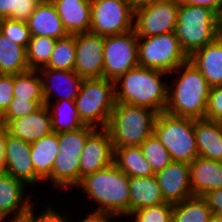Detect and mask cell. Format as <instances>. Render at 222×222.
Instances as JSON below:
<instances>
[{
	"instance_id": "cell-11",
	"label": "cell",
	"mask_w": 222,
	"mask_h": 222,
	"mask_svg": "<svg viewBox=\"0 0 222 222\" xmlns=\"http://www.w3.org/2000/svg\"><path fill=\"white\" fill-rule=\"evenodd\" d=\"M179 0H155L134 13L137 37H149L174 32Z\"/></svg>"
},
{
	"instance_id": "cell-5",
	"label": "cell",
	"mask_w": 222,
	"mask_h": 222,
	"mask_svg": "<svg viewBox=\"0 0 222 222\" xmlns=\"http://www.w3.org/2000/svg\"><path fill=\"white\" fill-rule=\"evenodd\" d=\"M157 112L116 102L107 126L113 147L140 146L151 134Z\"/></svg>"
},
{
	"instance_id": "cell-43",
	"label": "cell",
	"mask_w": 222,
	"mask_h": 222,
	"mask_svg": "<svg viewBox=\"0 0 222 222\" xmlns=\"http://www.w3.org/2000/svg\"><path fill=\"white\" fill-rule=\"evenodd\" d=\"M203 198L214 214L222 215V188L206 193Z\"/></svg>"
},
{
	"instance_id": "cell-1",
	"label": "cell",
	"mask_w": 222,
	"mask_h": 222,
	"mask_svg": "<svg viewBox=\"0 0 222 222\" xmlns=\"http://www.w3.org/2000/svg\"><path fill=\"white\" fill-rule=\"evenodd\" d=\"M77 188L97 204L96 209L92 211L91 208L88 215L84 216L129 217V177L114 163L83 177Z\"/></svg>"
},
{
	"instance_id": "cell-46",
	"label": "cell",
	"mask_w": 222,
	"mask_h": 222,
	"mask_svg": "<svg viewBox=\"0 0 222 222\" xmlns=\"http://www.w3.org/2000/svg\"><path fill=\"white\" fill-rule=\"evenodd\" d=\"M130 9L135 13L137 10L150 5L155 0H125Z\"/></svg>"
},
{
	"instance_id": "cell-12",
	"label": "cell",
	"mask_w": 222,
	"mask_h": 222,
	"mask_svg": "<svg viewBox=\"0 0 222 222\" xmlns=\"http://www.w3.org/2000/svg\"><path fill=\"white\" fill-rule=\"evenodd\" d=\"M74 72L83 79L103 78L104 37L93 33L75 34Z\"/></svg>"
},
{
	"instance_id": "cell-34",
	"label": "cell",
	"mask_w": 222,
	"mask_h": 222,
	"mask_svg": "<svg viewBox=\"0 0 222 222\" xmlns=\"http://www.w3.org/2000/svg\"><path fill=\"white\" fill-rule=\"evenodd\" d=\"M139 147L154 173L163 170L172 162L168 150L154 133L151 134Z\"/></svg>"
},
{
	"instance_id": "cell-36",
	"label": "cell",
	"mask_w": 222,
	"mask_h": 222,
	"mask_svg": "<svg viewBox=\"0 0 222 222\" xmlns=\"http://www.w3.org/2000/svg\"><path fill=\"white\" fill-rule=\"evenodd\" d=\"M43 105H45V100H27L13 97L7 110L0 116V125L6 127L13 119L32 114Z\"/></svg>"
},
{
	"instance_id": "cell-8",
	"label": "cell",
	"mask_w": 222,
	"mask_h": 222,
	"mask_svg": "<svg viewBox=\"0 0 222 222\" xmlns=\"http://www.w3.org/2000/svg\"><path fill=\"white\" fill-rule=\"evenodd\" d=\"M137 38L139 66L169 74L189 60L175 32Z\"/></svg>"
},
{
	"instance_id": "cell-24",
	"label": "cell",
	"mask_w": 222,
	"mask_h": 222,
	"mask_svg": "<svg viewBox=\"0 0 222 222\" xmlns=\"http://www.w3.org/2000/svg\"><path fill=\"white\" fill-rule=\"evenodd\" d=\"M164 202L155 175L129 177V215L135 210Z\"/></svg>"
},
{
	"instance_id": "cell-32",
	"label": "cell",
	"mask_w": 222,
	"mask_h": 222,
	"mask_svg": "<svg viewBox=\"0 0 222 222\" xmlns=\"http://www.w3.org/2000/svg\"><path fill=\"white\" fill-rule=\"evenodd\" d=\"M75 34L57 39L48 64L41 69L72 71L75 66Z\"/></svg>"
},
{
	"instance_id": "cell-47",
	"label": "cell",
	"mask_w": 222,
	"mask_h": 222,
	"mask_svg": "<svg viewBox=\"0 0 222 222\" xmlns=\"http://www.w3.org/2000/svg\"><path fill=\"white\" fill-rule=\"evenodd\" d=\"M12 15L11 0H0V19Z\"/></svg>"
},
{
	"instance_id": "cell-51",
	"label": "cell",
	"mask_w": 222,
	"mask_h": 222,
	"mask_svg": "<svg viewBox=\"0 0 222 222\" xmlns=\"http://www.w3.org/2000/svg\"><path fill=\"white\" fill-rule=\"evenodd\" d=\"M111 220H113V222H114V220H116L115 218H105V222H112Z\"/></svg>"
},
{
	"instance_id": "cell-7",
	"label": "cell",
	"mask_w": 222,
	"mask_h": 222,
	"mask_svg": "<svg viewBox=\"0 0 222 222\" xmlns=\"http://www.w3.org/2000/svg\"><path fill=\"white\" fill-rule=\"evenodd\" d=\"M153 133L166 147L172 161L190 164L199 156L194 119L160 112L157 114Z\"/></svg>"
},
{
	"instance_id": "cell-40",
	"label": "cell",
	"mask_w": 222,
	"mask_h": 222,
	"mask_svg": "<svg viewBox=\"0 0 222 222\" xmlns=\"http://www.w3.org/2000/svg\"><path fill=\"white\" fill-rule=\"evenodd\" d=\"M205 118L222 122V86L210 88Z\"/></svg>"
},
{
	"instance_id": "cell-15",
	"label": "cell",
	"mask_w": 222,
	"mask_h": 222,
	"mask_svg": "<svg viewBox=\"0 0 222 222\" xmlns=\"http://www.w3.org/2000/svg\"><path fill=\"white\" fill-rule=\"evenodd\" d=\"M31 144L8 133L6 128L5 171L8 175L24 182L27 186L40 184L31 161ZM40 182V183H39Z\"/></svg>"
},
{
	"instance_id": "cell-31",
	"label": "cell",
	"mask_w": 222,
	"mask_h": 222,
	"mask_svg": "<svg viewBox=\"0 0 222 222\" xmlns=\"http://www.w3.org/2000/svg\"><path fill=\"white\" fill-rule=\"evenodd\" d=\"M13 96L18 99L44 100L42 79L39 71L29 69L15 74Z\"/></svg>"
},
{
	"instance_id": "cell-20",
	"label": "cell",
	"mask_w": 222,
	"mask_h": 222,
	"mask_svg": "<svg viewBox=\"0 0 222 222\" xmlns=\"http://www.w3.org/2000/svg\"><path fill=\"white\" fill-rule=\"evenodd\" d=\"M6 128L12 136L29 143L53 132L50 113L46 105L32 114L13 119Z\"/></svg>"
},
{
	"instance_id": "cell-14",
	"label": "cell",
	"mask_w": 222,
	"mask_h": 222,
	"mask_svg": "<svg viewBox=\"0 0 222 222\" xmlns=\"http://www.w3.org/2000/svg\"><path fill=\"white\" fill-rule=\"evenodd\" d=\"M114 148L106 128L95 129L86 140L80 155V182L83 177L113 164Z\"/></svg>"
},
{
	"instance_id": "cell-22",
	"label": "cell",
	"mask_w": 222,
	"mask_h": 222,
	"mask_svg": "<svg viewBox=\"0 0 222 222\" xmlns=\"http://www.w3.org/2000/svg\"><path fill=\"white\" fill-rule=\"evenodd\" d=\"M69 35L88 33L91 26V2L87 0H51Z\"/></svg>"
},
{
	"instance_id": "cell-3",
	"label": "cell",
	"mask_w": 222,
	"mask_h": 222,
	"mask_svg": "<svg viewBox=\"0 0 222 222\" xmlns=\"http://www.w3.org/2000/svg\"><path fill=\"white\" fill-rule=\"evenodd\" d=\"M166 75L169 74L139 65L128 70L114 82L116 102L165 112L168 81L162 79Z\"/></svg>"
},
{
	"instance_id": "cell-27",
	"label": "cell",
	"mask_w": 222,
	"mask_h": 222,
	"mask_svg": "<svg viewBox=\"0 0 222 222\" xmlns=\"http://www.w3.org/2000/svg\"><path fill=\"white\" fill-rule=\"evenodd\" d=\"M113 148V163L128 177H146L155 174L139 146Z\"/></svg>"
},
{
	"instance_id": "cell-45",
	"label": "cell",
	"mask_w": 222,
	"mask_h": 222,
	"mask_svg": "<svg viewBox=\"0 0 222 222\" xmlns=\"http://www.w3.org/2000/svg\"><path fill=\"white\" fill-rule=\"evenodd\" d=\"M5 145H6V127L0 125V173L5 171Z\"/></svg>"
},
{
	"instance_id": "cell-29",
	"label": "cell",
	"mask_w": 222,
	"mask_h": 222,
	"mask_svg": "<svg viewBox=\"0 0 222 222\" xmlns=\"http://www.w3.org/2000/svg\"><path fill=\"white\" fill-rule=\"evenodd\" d=\"M27 70L26 49L0 31V74L15 75Z\"/></svg>"
},
{
	"instance_id": "cell-48",
	"label": "cell",
	"mask_w": 222,
	"mask_h": 222,
	"mask_svg": "<svg viewBox=\"0 0 222 222\" xmlns=\"http://www.w3.org/2000/svg\"><path fill=\"white\" fill-rule=\"evenodd\" d=\"M78 222H105V218L84 216V217H82V219H78Z\"/></svg>"
},
{
	"instance_id": "cell-37",
	"label": "cell",
	"mask_w": 222,
	"mask_h": 222,
	"mask_svg": "<svg viewBox=\"0 0 222 222\" xmlns=\"http://www.w3.org/2000/svg\"><path fill=\"white\" fill-rule=\"evenodd\" d=\"M172 210L173 204L164 202L135 210L127 217V220L131 218L129 219L131 222H172Z\"/></svg>"
},
{
	"instance_id": "cell-17",
	"label": "cell",
	"mask_w": 222,
	"mask_h": 222,
	"mask_svg": "<svg viewBox=\"0 0 222 222\" xmlns=\"http://www.w3.org/2000/svg\"><path fill=\"white\" fill-rule=\"evenodd\" d=\"M38 71L41 74L45 103L51 100L74 101L76 99L80 92L83 78L77 75L74 70L39 69ZM52 96H55L56 99H52Z\"/></svg>"
},
{
	"instance_id": "cell-39",
	"label": "cell",
	"mask_w": 222,
	"mask_h": 222,
	"mask_svg": "<svg viewBox=\"0 0 222 222\" xmlns=\"http://www.w3.org/2000/svg\"><path fill=\"white\" fill-rule=\"evenodd\" d=\"M34 207L35 206H32L29 213L26 215V222H73L72 219L70 220L66 217V214L63 215L64 213L56 210V207L52 208L53 206L48 205L46 209L41 211L38 215L35 214L36 208L34 209Z\"/></svg>"
},
{
	"instance_id": "cell-16",
	"label": "cell",
	"mask_w": 222,
	"mask_h": 222,
	"mask_svg": "<svg viewBox=\"0 0 222 222\" xmlns=\"http://www.w3.org/2000/svg\"><path fill=\"white\" fill-rule=\"evenodd\" d=\"M154 175L165 202L174 204L193 196L188 163L172 161Z\"/></svg>"
},
{
	"instance_id": "cell-50",
	"label": "cell",
	"mask_w": 222,
	"mask_h": 222,
	"mask_svg": "<svg viewBox=\"0 0 222 222\" xmlns=\"http://www.w3.org/2000/svg\"><path fill=\"white\" fill-rule=\"evenodd\" d=\"M219 36L222 38V14L219 16Z\"/></svg>"
},
{
	"instance_id": "cell-4",
	"label": "cell",
	"mask_w": 222,
	"mask_h": 222,
	"mask_svg": "<svg viewBox=\"0 0 222 222\" xmlns=\"http://www.w3.org/2000/svg\"><path fill=\"white\" fill-rule=\"evenodd\" d=\"M174 32L190 57L219 36V16L207 7L179 2Z\"/></svg>"
},
{
	"instance_id": "cell-33",
	"label": "cell",
	"mask_w": 222,
	"mask_h": 222,
	"mask_svg": "<svg viewBox=\"0 0 222 222\" xmlns=\"http://www.w3.org/2000/svg\"><path fill=\"white\" fill-rule=\"evenodd\" d=\"M56 41V39L47 36L31 37L26 48L29 69L39 70L48 64Z\"/></svg>"
},
{
	"instance_id": "cell-28",
	"label": "cell",
	"mask_w": 222,
	"mask_h": 222,
	"mask_svg": "<svg viewBox=\"0 0 222 222\" xmlns=\"http://www.w3.org/2000/svg\"><path fill=\"white\" fill-rule=\"evenodd\" d=\"M45 105L50 113L53 132L74 131L85 126L80 119L74 101H48Z\"/></svg>"
},
{
	"instance_id": "cell-49",
	"label": "cell",
	"mask_w": 222,
	"mask_h": 222,
	"mask_svg": "<svg viewBox=\"0 0 222 222\" xmlns=\"http://www.w3.org/2000/svg\"><path fill=\"white\" fill-rule=\"evenodd\" d=\"M208 222H222V215L213 213Z\"/></svg>"
},
{
	"instance_id": "cell-10",
	"label": "cell",
	"mask_w": 222,
	"mask_h": 222,
	"mask_svg": "<svg viewBox=\"0 0 222 222\" xmlns=\"http://www.w3.org/2000/svg\"><path fill=\"white\" fill-rule=\"evenodd\" d=\"M134 29V12L125 0L91 2L90 33L103 37L123 34Z\"/></svg>"
},
{
	"instance_id": "cell-25",
	"label": "cell",
	"mask_w": 222,
	"mask_h": 222,
	"mask_svg": "<svg viewBox=\"0 0 222 222\" xmlns=\"http://www.w3.org/2000/svg\"><path fill=\"white\" fill-rule=\"evenodd\" d=\"M30 144L35 174L43 183L51 175L54 160L59 153L58 133L52 132Z\"/></svg>"
},
{
	"instance_id": "cell-13",
	"label": "cell",
	"mask_w": 222,
	"mask_h": 222,
	"mask_svg": "<svg viewBox=\"0 0 222 222\" xmlns=\"http://www.w3.org/2000/svg\"><path fill=\"white\" fill-rule=\"evenodd\" d=\"M27 187L24 182L15 179L6 172L0 173V222H5L7 218L10 219L7 222L25 220L34 205L33 198L25 191Z\"/></svg>"
},
{
	"instance_id": "cell-6",
	"label": "cell",
	"mask_w": 222,
	"mask_h": 222,
	"mask_svg": "<svg viewBox=\"0 0 222 222\" xmlns=\"http://www.w3.org/2000/svg\"><path fill=\"white\" fill-rule=\"evenodd\" d=\"M74 102L84 125L95 129L107 128L116 104L114 81L106 78L83 79Z\"/></svg>"
},
{
	"instance_id": "cell-18",
	"label": "cell",
	"mask_w": 222,
	"mask_h": 222,
	"mask_svg": "<svg viewBox=\"0 0 222 222\" xmlns=\"http://www.w3.org/2000/svg\"><path fill=\"white\" fill-rule=\"evenodd\" d=\"M27 25L31 37L47 36L57 40L69 35L51 0H44L36 5L27 21Z\"/></svg>"
},
{
	"instance_id": "cell-2",
	"label": "cell",
	"mask_w": 222,
	"mask_h": 222,
	"mask_svg": "<svg viewBox=\"0 0 222 222\" xmlns=\"http://www.w3.org/2000/svg\"><path fill=\"white\" fill-rule=\"evenodd\" d=\"M174 72L179 74L172 84H168L165 112L178 117L204 119L211 88L208 82L190 60L171 73Z\"/></svg>"
},
{
	"instance_id": "cell-19",
	"label": "cell",
	"mask_w": 222,
	"mask_h": 222,
	"mask_svg": "<svg viewBox=\"0 0 222 222\" xmlns=\"http://www.w3.org/2000/svg\"><path fill=\"white\" fill-rule=\"evenodd\" d=\"M190 185L193 196L222 188V162L198 156L190 164Z\"/></svg>"
},
{
	"instance_id": "cell-23",
	"label": "cell",
	"mask_w": 222,
	"mask_h": 222,
	"mask_svg": "<svg viewBox=\"0 0 222 222\" xmlns=\"http://www.w3.org/2000/svg\"><path fill=\"white\" fill-rule=\"evenodd\" d=\"M194 132L199 156L222 162V122L194 119Z\"/></svg>"
},
{
	"instance_id": "cell-42",
	"label": "cell",
	"mask_w": 222,
	"mask_h": 222,
	"mask_svg": "<svg viewBox=\"0 0 222 222\" xmlns=\"http://www.w3.org/2000/svg\"><path fill=\"white\" fill-rule=\"evenodd\" d=\"M14 75L0 74V116L7 110L13 99Z\"/></svg>"
},
{
	"instance_id": "cell-30",
	"label": "cell",
	"mask_w": 222,
	"mask_h": 222,
	"mask_svg": "<svg viewBox=\"0 0 222 222\" xmlns=\"http://www.w3.org/2000/svg\"><path fill=\"white\" fill-rule=\"evenodd\" d=\"M213 212L201 196L173 204L172 222H208Z\"/></svg>"
},
{
	"instance_id": "cell-21",
	"label": "cell",
	"mask_w": 222,
	"mask_h": 222,
	"mask_svg": "<svg viewBox=\"0 0 222 222\" xmlns=\"http://www.w3.org/2000/svg\"><path fill=\"white\" fill-rule=\"evenodd\" d=\"M189 60L202 73L210 87L222 86V38L220 36L193 53Z\"/></svg>"
},
{
	"instance_id": "cell-26",
	"label": "cell",
	"mask_w": 222,
	"mask_h": 222,
	"mask_svg": "<svg viewBox=\"0 0 222 222\" xmlns=\"http://www.w3.org/2000/svg\"><path fill=\"white\" fill-rule=\"evenodd\" d=\"M80 155H62L58 153L54 160L51 175L44 182H51L61 190L73 189L80 183Z\"/></svg>"
},
{
	"instance_id": "cell-9",
	"label": "cell",
	"mask_w": 222,
	"mask_h": 222,
	"mask_svg": "<svg viewBox=\"0 0 222 222\" xmlns=\"http://www.w3.org/2000/svg\"><path fill=\"white\" fill-rule=\"evenodd\" d=\"M103 78L116 81L138 63V38L135 30L104 37Z\"/></svg>"
},
{
	"instance_id": "cell-41",
	"label": "cell",
	"mask_w": 222,
	"mask_h": 222,
	"mask_svg": "<svg viewBox=\"0 0 222 222\" xmlns=\"http://www.w3.org/2000/svg\"><path fill=\"white\" fill-rule=\"evenodd\" d=\"M44 0H11L12 15L9 19L27 22L36 5Z\"/></svg>"
},
{
	"instance_id": "cell-35",
	"label": "cell",
	"mask_w": 222,
	"mask_h": 222,
	"mask_svg": "<svg viewBox=\"0 0 222 222\" xmlns=\"http://www.w3.org/2000/svg\"><path fill=\"white\" fill-rule=\"evenodd\" d=\"M95 130L91 126H83L80 129L58 133L59 152L62 155H81L87 137Z\"/></svg>"
},
{
	"instance_id": "cell-44",
	"label": "cell",
	"mask_w": 222,
	"mask_h": 222,
	"mask_svg": "<svg viewBox=\"0 0 222 222\" xmlns=\"http://www.w3.org/2000/svg\"><path fill=\"white\" fill-rule=\"evenodd\" d=\"M179 2L207 7L213 10L218 16L222 14V0H179Z\"/></svg>"
},
{
	"instance_id": "cell-38",
	"label": "cell",
	"mask_w": 222,
	"mask_h": 222,
	"mask_svg": "<svg viewBox=\"0 0 222 222\" xmlns=\"http://www.w3.org/2000/svg\"><path fill=\"white\" fill-rule=\"evenodd\" d=\"M0 31L12 42L23 46L25 49L31 39L27 22L16 21L9 18L0 19Z\"/></svg>"
}]
</instances>
